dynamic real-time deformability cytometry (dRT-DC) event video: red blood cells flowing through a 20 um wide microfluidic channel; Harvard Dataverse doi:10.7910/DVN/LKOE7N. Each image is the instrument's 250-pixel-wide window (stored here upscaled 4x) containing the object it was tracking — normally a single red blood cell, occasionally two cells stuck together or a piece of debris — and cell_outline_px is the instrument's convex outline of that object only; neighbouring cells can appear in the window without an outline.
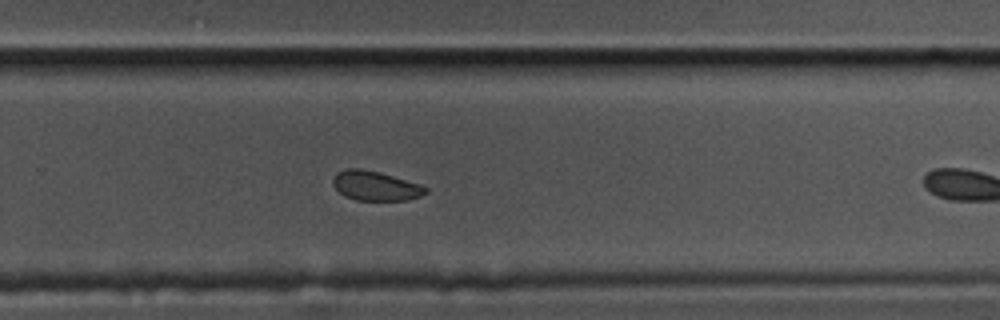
{"species": "common noctule bat (a hibernating species)", "species_latin": "Nyctalus noctula", "temperature_condition": "cold", "stored_images_in_passage": 50, "camera_frame_rate_fps": 3000, "um_per_image_px": 0.085, "animal": {"sex": "male", "body_mass_g": 17.5, "forearm_length_mm": 52.3}, "frame": {"image": 1, "passage_image": 29, "time_ms": 9.333, "image_size_px": [1000, 320], "cell_outline_px": [[428, 192], [420, 196], [408, 200], [356, 200], [344, 196], [332, 184], [332, 180], [336, 172], [348, 168], [360, 168], [380, 172], [420, 184], [428, 188]], "centroid_in_image_um": [31.91, 15.79], "position_along_channel_um": 297.9, "area_um2": 16.01}}
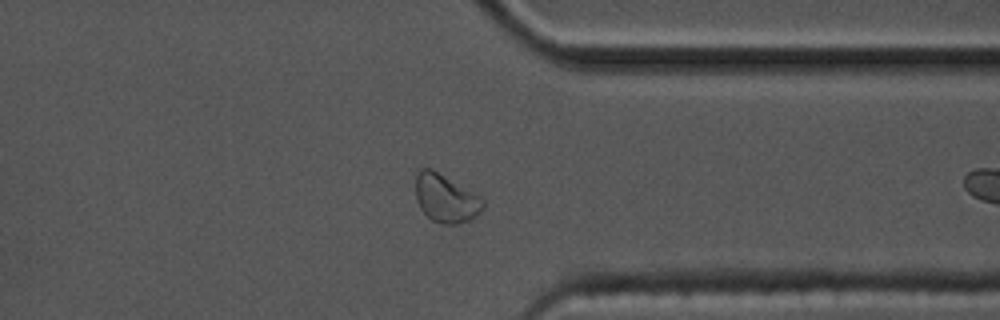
{"frame": {"image": 2, "passage_image": 36, "time_ms": 11.667, "image_size_px": [1000, 320], "cell_outline_px": [[484, 208], [480, 212], [468, 220], [456, 224], [440, 224], [432, 220], [420, 208], [416, 200], [416, 176], [420, 168], [432, 168], [480, 196], [484, 200]], "centroid_in_image_um": [37.88, 16.85], "position_along_channel_um": 373.5, "area_um2": 18.84}, "authors_computed_cell_mechanics": {"area_um2": 18.2648, "velocity_mm_per_s": 3.3567, "shape_relaxation_time_tau1_ms": 5.0145, "shape_relaxation_time_tau2_ms": null, "deformation_change_tau1": 0.0676, "deformation_change_tau2": null}}